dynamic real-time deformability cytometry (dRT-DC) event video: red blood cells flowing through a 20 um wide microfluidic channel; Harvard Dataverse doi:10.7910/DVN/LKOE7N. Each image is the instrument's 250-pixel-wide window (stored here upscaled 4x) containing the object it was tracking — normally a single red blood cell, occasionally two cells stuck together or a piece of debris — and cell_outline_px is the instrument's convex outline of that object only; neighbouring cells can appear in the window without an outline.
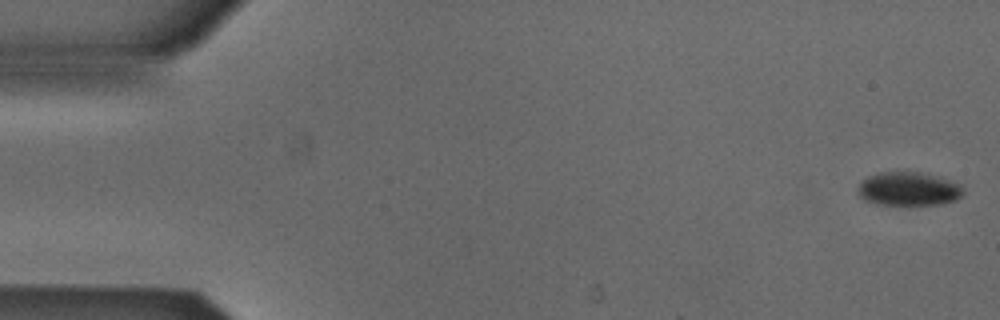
{"species": "Egyptian fruit bat (a non-hibernating species)", "species_latin": "Rousettus aegyptiacus", "temperature_condition": "cold", "stored_images_in_passage": 3, "camera_frame_rate_fps": 3000, "um_per_image_px": 0.085, "animal": {"sex": "male"}, "frame": {"image": 1, "passage_image": 1, "time_ms": 0.0, "image_size_px": [1000, 320], "cell_outline_px": [[964, 196], [956, 200], [944, 204], [908, 208], [876, 204], [864, 200], [860, 196], [860, 184], [868, 176], [880, 172], [920, 172], [936, 176], [960, 184], [964, 188]], "centroid_in_image_um": [77.29, 16.12], "position_along_channel_um": 7.7, "area_um2": 21.5}}